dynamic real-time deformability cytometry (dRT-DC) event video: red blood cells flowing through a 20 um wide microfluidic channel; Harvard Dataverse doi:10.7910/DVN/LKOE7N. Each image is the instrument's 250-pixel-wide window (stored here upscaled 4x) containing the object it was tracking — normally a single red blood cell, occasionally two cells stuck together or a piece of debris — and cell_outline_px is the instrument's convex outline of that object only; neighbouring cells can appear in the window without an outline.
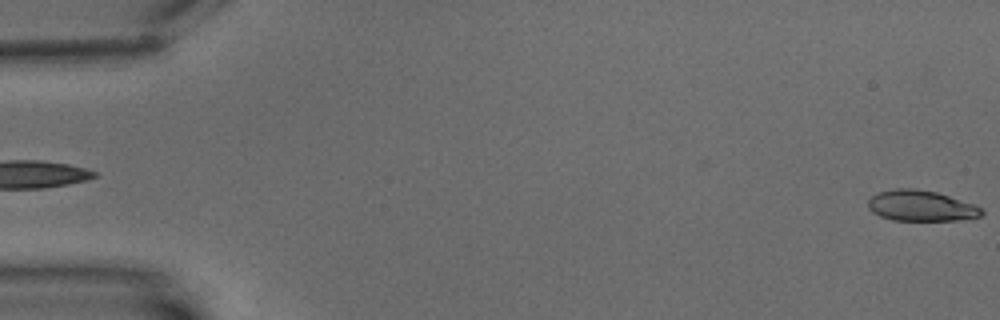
{"species": "common noctule bat (a hibernating species)", "species_latin": "Nyctalus noctula", "temperature_condition": "warm", "stored_images_in_passage": 6, "segment_of_instrument_passage": [2, 2], "camera_frame_rate_fps": 3000, "um_per_image_px": 0.085, "animal": {"sex": "male", "body_mass_g": 15.6}, "frame": {"image": 1, "passage_image": 6, "time_ms": 7.0, "image_size_px": [1000, 320], "cell_outline_px": [[984, 212], [980, 216], [956, 220], [892, 220], [880, 216], [872, 212], [868, 208], [868, 200], [872, 196], [880, 192], [896, 188], [916, 188], [936, 192], [972, 204], [980, 208]], "centroid_in_image_um": [78.23, 17.49], "position_along_channel_um": 6.8, "area_um2": 20.06}}